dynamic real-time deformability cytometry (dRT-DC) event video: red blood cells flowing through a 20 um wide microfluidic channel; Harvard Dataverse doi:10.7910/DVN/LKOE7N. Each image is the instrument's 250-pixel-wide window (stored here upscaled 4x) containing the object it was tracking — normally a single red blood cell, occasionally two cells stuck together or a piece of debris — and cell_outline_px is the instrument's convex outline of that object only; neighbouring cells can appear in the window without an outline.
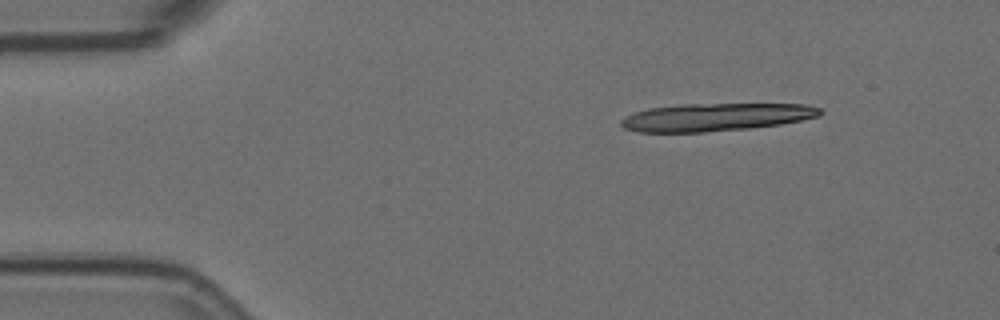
{"species": "Egyptian fruit bat (a non-hibernating species)", "species_latin": "Rousettus aegyptiacus", "temperature_condition": "room temperature", "stored_images_in_passage": 13, "camera_frame_rate_fps": 3000, "um_per_image_px": 0.085, "animal": {"sex": "female"}, "frame": {"image": 1, "passage_image": 1, "time_ms": 0.0, "image_size_px": [1000, 320], "cell_outline_px": [[824, 112], [820, 116], [780, 124], [748, 128], [704, 132], [640, 132], [624, 128], [620, 124], [620, 120], [624, 116], [648, 108], [680, 104], [808, 104], [820, 108]], "centroid_in_image_um": [60.84, 9.95], "position_along_channel_um": 24.2, "area_um2": 32.25}}